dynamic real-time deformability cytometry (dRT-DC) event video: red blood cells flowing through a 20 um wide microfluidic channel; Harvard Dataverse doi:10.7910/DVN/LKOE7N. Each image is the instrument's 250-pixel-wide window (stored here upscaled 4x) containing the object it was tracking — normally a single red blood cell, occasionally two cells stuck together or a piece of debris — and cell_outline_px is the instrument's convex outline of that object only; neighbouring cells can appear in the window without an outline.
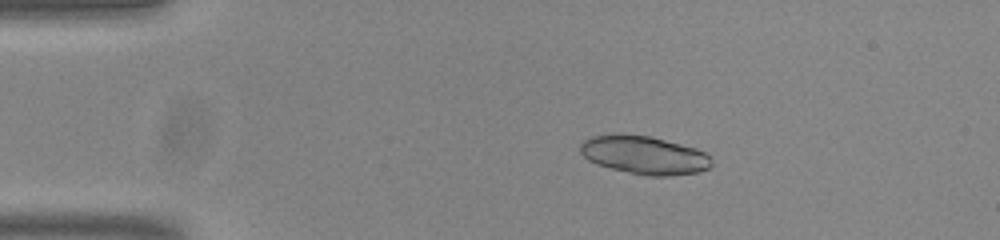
{"species": "common noctule bat (a hibernating species)", "species_latin": "Nyctalus noctula", "temperature_condition": "room temperature", "stored_images_in_passage": 44, "camera_frame_rate_fps": 3000, "um_per_image_px": 0.085, "animal": {"sex": "male", "body_mass_g": 20.0, "forearm_length_mm": 53.3}, "frame": {"image": 1, "passage_image": 1, "time_ms": 0.0, "image_size_px": [1000, 240], "cell_outline_px": [[712, 164], [708, 168], [700, 172], [672, 176], [644, 176], [596, 164], [588, 160], [580, 152], [580, 144], [584, 140], [592, 136], [648, 136], [696, 148], [704, 152], [708, 156]], "centroid_in_image_um": [54.78, 13.22], "position_along_channel_um": 30.2, "area_um2": 28.67}}